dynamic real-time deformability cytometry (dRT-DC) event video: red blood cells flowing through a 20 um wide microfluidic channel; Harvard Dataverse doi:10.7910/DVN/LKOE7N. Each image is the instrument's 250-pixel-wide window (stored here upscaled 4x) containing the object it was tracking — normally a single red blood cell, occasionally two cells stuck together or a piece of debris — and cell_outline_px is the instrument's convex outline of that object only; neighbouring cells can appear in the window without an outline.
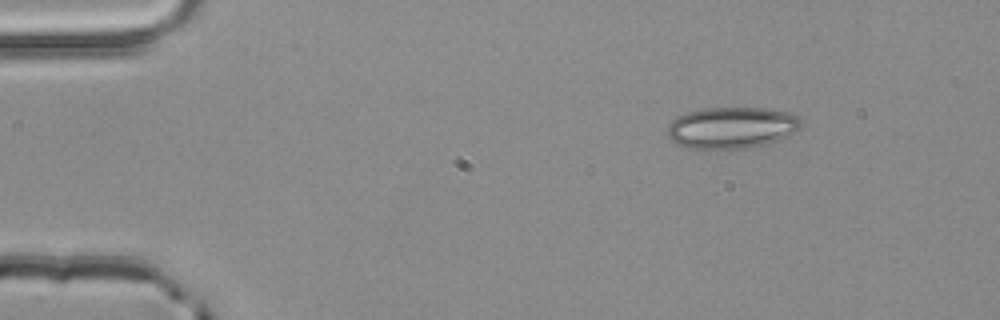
{"species": "common noctule bat (a hibernating species)", "species_latin": "Nyctalus noctula", "temperature_condition": "room temperature", "stored_images_in_passage": 4, "camera_frame_rate_fps": 3000, "um_per_image_px": 0.085, "animal": {"sex": "male", "body_mass_g": 20.4}, "frame": {"image": 1, "passage_image": 1, "time_ms": 0.0, "image_size_px": [1000, 320], "cell_outline_px": [[804, 124], [788, 140], [748, 148], [688, 148], [676, 144], [668, 136], [668, 124], [676, 116], [688, 112], [704, 108], [764, 108], [788, 112], [800, 116]], "centroid_in_image_um": [62.29, 10.86], "position_along_channel_um": 22.7, "area_um2": 33.0}}
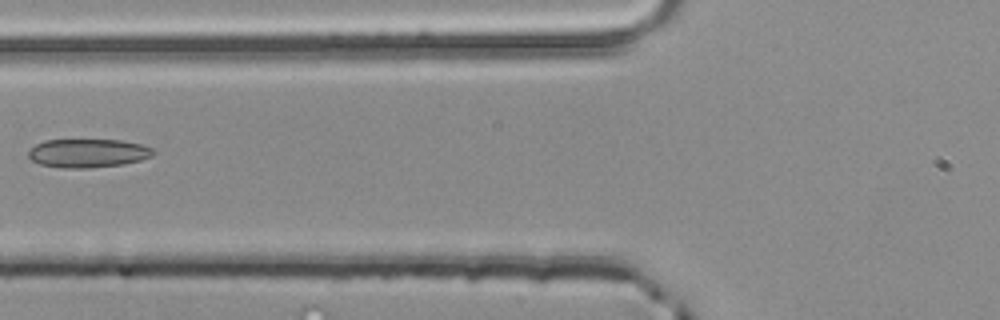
{"frame": {"image": 2, "passage_image": 4, "time_ms": 1.0, "image_size_px": [1000, 320], "cell_outline_px": [[156, 152], [152, 156], [140, 160], [120, 164], [84, 168], [64, 168], [40, 164], [32, 160], [28, 156], [28, 152], [36, 144], [44, 140], [124, 140], [140, 144], [152, 148]], "centroid_in_image_um": [7.47, 13.01], "position_along_channel_um": 118.3, "area_um2": 20.63}}